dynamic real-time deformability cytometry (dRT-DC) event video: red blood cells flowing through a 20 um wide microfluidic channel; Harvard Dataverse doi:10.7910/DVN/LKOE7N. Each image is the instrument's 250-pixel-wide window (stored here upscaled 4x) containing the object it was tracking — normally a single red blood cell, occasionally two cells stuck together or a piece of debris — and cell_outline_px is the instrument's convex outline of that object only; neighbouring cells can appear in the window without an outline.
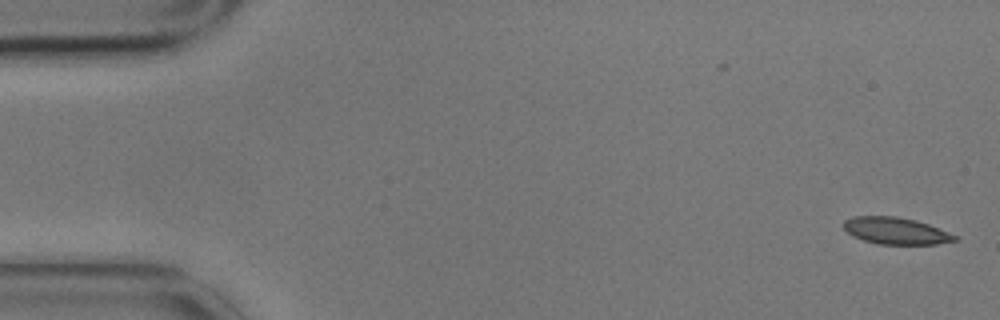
{"species": "common noctule bat (a hibernating species)", "species_latin": "Nyctalus noctula", "temperature_condition": "cold", "stored_images_in_passage": 5, "camera_frame_rate_fps": 3000, "um_per_image_px": 0.085, "animal": {"sex": "male", "body_mass_g": 17.9}, "frame": {"image": 1, "passage_image": 1, "time_ms": 0.0, "image_size_px": [1000, 320], "cell_outline_px": [[960, 240], [936, 244], [880, 244], [864, 240], [852, 236], [844, 228], [844, 220], [852, 216], [896, 216], [916, 220], [928, 224], [960, 236]], "centroid_in_image_um": [76.19, 19.62], "position_along_channel_um": 8.8, "area_um2": 17.51}}
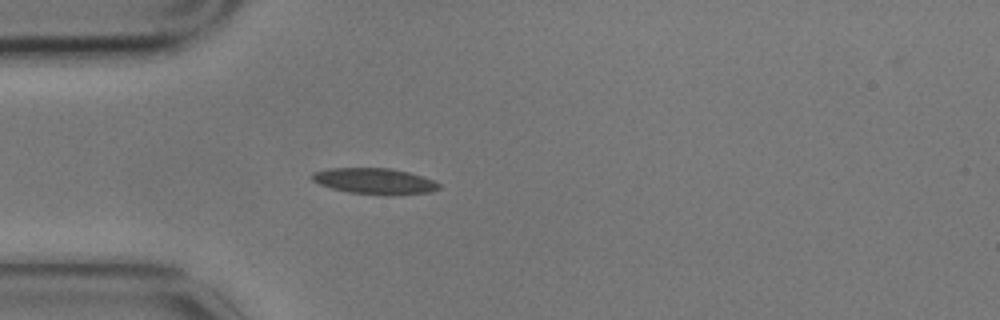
{"frame": {"image": 2, "passage_image": 5, "time_ms": 1.333, "image_size_px": [1000, 320], "cell_outline_px": [[440, 188], [432, 192], [400, 196], [384, 196], [348, 192], [332, 188], [320, 184], [312, 180], [308, 176], [312, 172], [328, 168], [392, 168], [408, 172], [432, 180], [440, 184]], "centroid_in_image_um": [31.84, 15.41], "position_along_channel_um": 53.2, "area_um2": 19.65}}